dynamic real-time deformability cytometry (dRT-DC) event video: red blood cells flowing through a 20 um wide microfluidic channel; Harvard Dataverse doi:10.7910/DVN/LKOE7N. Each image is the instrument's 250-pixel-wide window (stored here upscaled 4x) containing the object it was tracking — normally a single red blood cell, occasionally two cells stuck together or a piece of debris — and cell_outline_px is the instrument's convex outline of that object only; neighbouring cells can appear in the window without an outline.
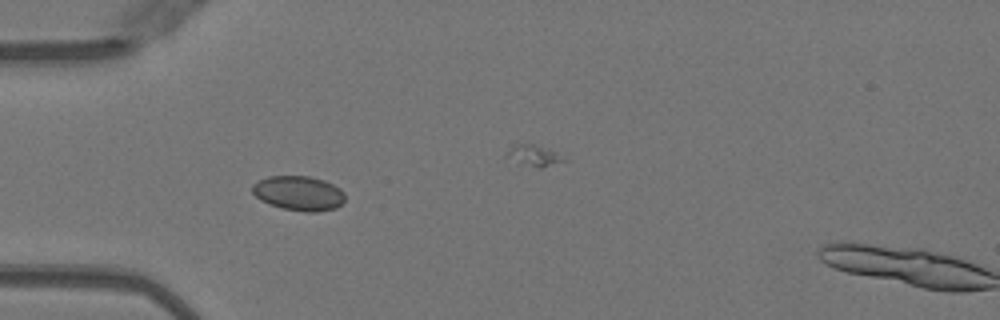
{"species": "Egyptian fruit bat (a non-hibernating species)", "species_latin": "Rousettus aegyptiacus", "temperature_condition": "warm", "stored_images_in_passage": 11, "camera_frame_rate_fps": 3000, "um_per_image_px": 0.085, "animal": {"sex": "female"}, "frame": {"image": 1, "passage_image": 1, "time_ms": 0.0, "image_size_px": [1000, 320], "cell_outline_px": [[344, 200], [336, 208], [316, 212], [304, 212], [284, 208], [268, 204], [260, 200], [252, 192], [252, 184], [268, 176], [308, 176], [324, 180], [340, 188], [344, 192]], "centroid_in_image_um": [25.38, 16.42], "position_along_channel_um": 59.6, "area_um2": 18.67}}
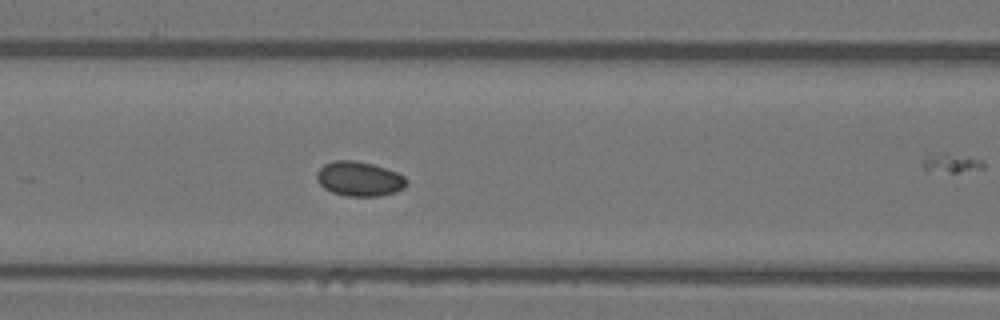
{"frame": {"image": 2, "passage_image": 7, "time_ms": 2.0, "image_size_px": [1000, 320], "cell_outline_px": [[408, 184], [404, 188], [396, 192], [380, 196], [348, 196], [332, 192], [324, 188], [316, 180], [316, 172], [324, 164], [332, 160], [356, 160], [372, 164], [396, 172], [404, 176], [408, 180]], "centroid_in_image_um": [30.54, 15.2], "position_along_channel_um": 136.1, "area_um2": 18.26}}
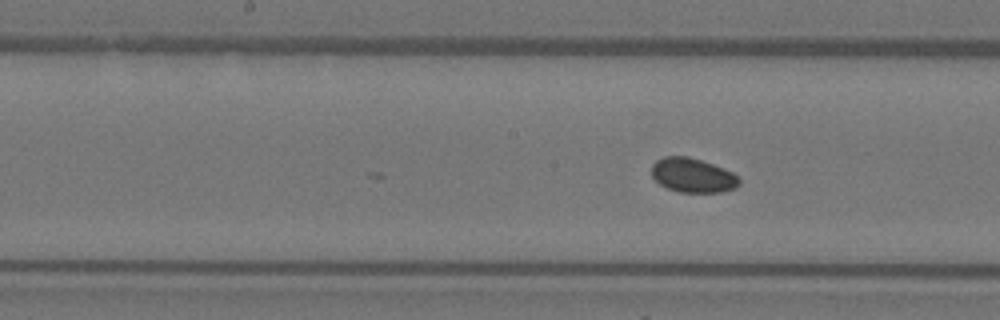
{"frame": {"image": 3, "passage_image": 11, "time_ms": 3.333, "image_size_px": [1000, 320], "cell_outline_px": [[740, 184], [736, 188], [720, 192], [680, 192], [668, 188], [660, 184], [652, 176], [652, 164], [656, 160], [664, 156], [688, 156], [724, 168], [732, 172], [740, 180]], "centroid_in_image_um": [58.88, 14.9], "position_along_channel_um": 189.3, "area_um2": 17.46}}